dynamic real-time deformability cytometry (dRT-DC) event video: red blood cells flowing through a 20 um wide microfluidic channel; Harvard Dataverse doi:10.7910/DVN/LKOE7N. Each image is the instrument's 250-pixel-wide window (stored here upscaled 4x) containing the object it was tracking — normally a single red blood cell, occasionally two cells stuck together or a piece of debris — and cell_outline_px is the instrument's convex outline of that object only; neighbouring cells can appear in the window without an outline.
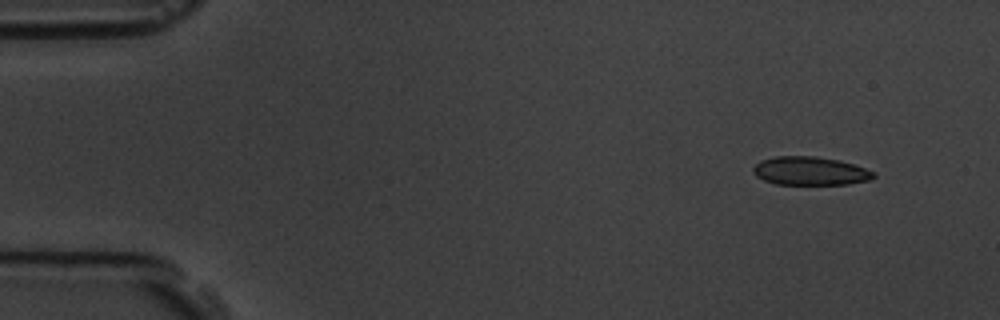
{"species": "common noctule bat (a hibernating species)", "species_latin": "Nyctalus noctula", "temperature_condition": "room temperature", "stored_images_in_passage": 5, "camera_frame_rate_fps": 3000, "um_per_image_px": 0.085, "animal": {"sex": "male", "body_mass_g": 19.5, "forearm_length_mm": 54.6}, "frame": {"image": 1, "passage_image": 2, "time_ms": 1.333, "image_size_px": [1000, 320], "cell_outline_px": [[876, 176], [872, 180], [848, 184], [776, 184], [764, 180], [756, 176], [752, 172], [752, 168], [760, 160], [776, 156], [816, 156], [840, 160], [864, 168], [872, 172]], "centroid_in_image_um": [68.84, 14.53], "position_along_channel_um": 16.2, "area_um2": 20.0}}
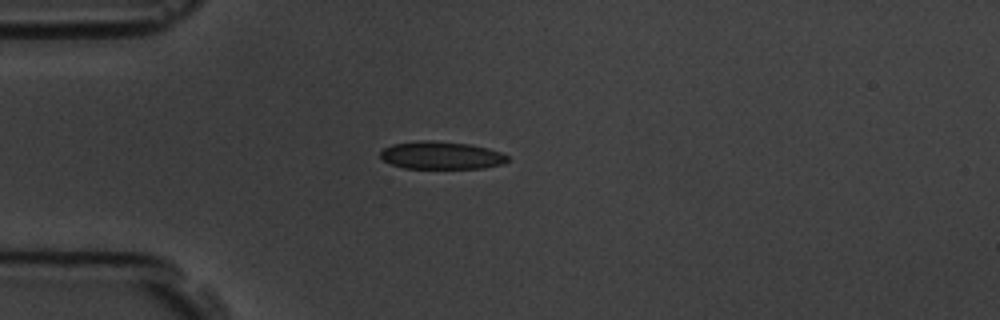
{"frame": {"image": 2, "passage_image": 5, "time_ms": 4.667, "image_size_px": [1000, 320], "cell_outline_px": [[508, 160], [504, 164], [484, 168], [404, 168], [392, 164], [384, 160], [380, 156], [380, 152], [384, 148], [392, 144], [420, 140], [432, 140], [468, 144], [488, 148], [500, 152], [508, 156]], "centroid_in_image_um": [37.51, 13.2], "position_along_channel_um": 47.5, "area_um2": 20.52}}